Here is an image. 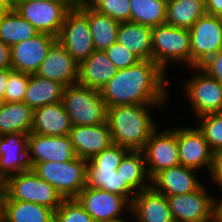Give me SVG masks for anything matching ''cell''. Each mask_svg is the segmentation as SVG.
Wrapping results in <instances>:
<instances>
[{
    "mask_svg": "<svg viewBox=\"0 0 222 222\" xmlns=\"http://www.w3.org/2000/svg\"><path fill=\"white\" fill-rule=\"evenodd\" d=\"M117 72V68L104 51L95 50L79 64L78 84L101 90Z\"/></svg>",
    "mask_w": 222,
    "mask_h": 222,
    "instance_id": "obj_23",
    "label": "cell"
},
{
    "mask_svg": "<svg viewBox=\"0 0 222 222\" xmlns=\"http://www.w3.org/2000/svg\"><path fill=\"white\" fill-rule=\"evenodd\" d=\"M31 153V154H30ZM76 157L69 135L44 136L28 134V164L30 169L43 162H67Z\"/></svg>",
    "mask_w": 222,
    "mask_h": 222,
    "instance_id": "obj_14",
    "label": "cell"
},
{
    "mask_svg": "<svg viewBox=\"0 0 222 222\" xmlns=\"http://www.w3.org/2000/svg\"><path fill=\"white\" fill-rule=\"evenodd\" d=\"M118 167L87 166L86 186L121 195L132 203L137 193L127 181H123Z\"/></svg>",
    "mask_w": 222,
    "mask_h": 222,
    "instance_id": "obj_25",
    "label": "cell"
},
{
    "mask_svg": "<svg viewBox=\"0 0 222 222\" xmlns=\"http://www.w3.org/2000/svg\"><path fill=\"white\" fill-rule=\"evenodd\" d=\"M194 170L183 165L163 169L151 179V187L165 196L194 192L203 185Z\"/></svg>",
    "mask_w": 222,
    "mask_h": 222,
    "instance_id": "obj_20",
    "label": "cell"
},
{
    "mask_svg": "<svg viewBox=\"0 0 222 222\" xmlns=\"http://www.w3.org/2000/svg\"><path fill=\"white\" fill-rule=\"evenodd\" d=\"M205 14V0H167L165 24L190 29Z\"/></svg>",
    "mask_w": 222,
    "mask_h": 222,
    "instance_id": "obj_29",
    "label": "cell"
},
{
    "mask_svg": "<svg viewBox=\"0 0 222 222\" xmlns=\"http://www.w3.org/2000/svg\"><path fill=\"white\" fill-rule=\"evenodd\" d=\"M57 41L79 64L95 51L88 17L75 4L66 14Z\"/></svg>",
    "mask_w": 222,
    "mask_h": 222,
    "instance_id": "obj_8",
    "label": "cell"
},
{
    "mask_svg": "<svg viewBox=\"0 0 222 222\" xmlns=\"http://www.w3.org/2000/svg\"><path fill=\"white\" fill-rule=\"evenodd\" d=\"M30 74L9 69L8 80L5 89V102H24L26 88Z\"/></svg>",
    "mask_w": 222,
    "mask_h": 222,
    "instance_id": "obj_37",
    "label": "cell"
},
{
    "mask_svg": "<svg viewBox=\"0 0 222 222\" xmlns=\"http://www.w3.org/2000/svg\"><path fill=\"white\" fill-rule=\"evenodd\" d=\"M0 69H11L10 46L0 40Z\"/></svg>",
    "mask_w": 222,
    "mask_h": 222,
    "instance_id": "obj_42",
    "label": "cell"
},
{
    "mask_svg": "<svg viewBox=\"0 0 222 222\" xmlns=\"http://www.w3.org/2000/svg\"><path fill=\"white\" fill-rule=\"evenodd\" d=\"M146 170L150 180L161 170L180 165L176 129L151 133L143 150Z\"/></svg>",
    "mask_w": 222,
    "mask_h": 222,
    "instance_id": "obj_11",
    "label": "cell"
},
{
    "mask_svg": "<svg viewBox=\"0 0 222 222\" xmlns=\"http://www.w3.org/2000/svg\"><path fill=\"white\" fill-rule=\"evenodd\" d=\"M29 169L28 135L12 133L0 136V176L5 180Z\"/></svg>",
    "mask_w": 222,
    "mask_h": 222,
    "instance_id": "obj_19",
    "label": "cell"
},
{
    "mask_svg": "<svg viewBox=\"0 0 222 222\" xmlns=\"http://www.w3.org/2000/svg\"><path fill=\"white\" fill-rule=\"evenodd\" d=\"M166 198L174 222H212L214 198L204 185L194 192Z\"/></svg>",
    "mask_w": 222,
    "mask_h": 222,
    "instance_id": "obj_13",
    "label": "cell"
},
{
    "mask_svg": "<svg viewBox=\"0 0 222 222\" xmlns=\"http://www.w3.org/2000/svg\"><path fill=\"white\" fill-rule=\"evenodd\" d=\"M152 60L165 72L169 62H182L191 67L190 32L168 24L152 28Z\"/></svg>",
    "mask_w": 222,
    "mask_h": 222,
    "instance_id": "obj_6",
    "label": "cell"
},
{
    "mask_svg": "<svg viewBox=\"0 0 222 222\" xmlns=\"http://www.w3.org/2000/svg\"><path fill=\"white\" fill-rule=\"evenodd\" d=\"M210 175L214 182L222 176V148L213 152V163Z\"/></svg>",
    "mask_w": 222,
    "mask_h": 222,
    "instance_id": "obj_41",
    "label": "cell"
},
{
    "mask_svg": "<svg viewBox=\"0 0 222 222\" xmlns=\"http://www.w3.org/2000/svg\"><path fill=\"white\" fill-rule=\"evenodd\" d=\"M215 183H217L218 186H221L222 188V176Z\"/></svg>",
    "mask_w": 222,
    "mask_h": 222,
    "instance_id": "obj_49",
    "label": "cell"
},
{
    "mask_svg": "<svg viewBox=\"0 0 222 222\" xmlns=\"http://www.w3.org/2000/svg\"><path fill=\"white\" fill-rule=\"evenodd\" d=\"M165 73L153 60H141L129 68L117 69L100 90L101 97L107 108L132 104L160 107L168 98Z\"/></svg>",
    "mask_w": 222,
    "mask_h": 222,
    "instance_id": "obj_1",
    "label": "cell"
},
{
    "mask_svg": "<svg viewBox=\"0 0 222 222\" xmlns=\"http://www.w3.org/2000/svg\"><path fill=\"white\" fill-rule=\"evenodd\" d=\"M74 6L71 0L13 1L17 12L39 33L57 37L67 12Z\"/></svg>",
    "mask_w": 222,
    "mask_h": 222,
    "instance_id": "obj_7",
    "label": "cell"
},
{
    "mask_svg": "<svg viewBox=\"0 0 222 222\" xmlns=\"http://www.w3.org/2000/svg\"><path fill=\"white\" fill-rule=\"evenodd\" d=\"M148 106L153 105L132 104L107 108V123L113 144L129 151L143 150L151 133L157 128Z\"/></svg>",
    "mask_w": 222,
    "mask_h": 222,
    "instance_id": "obj_2",
    "label": "cell"
},
{
    "mask_svg": "<svg viewBox=\"0 0 222 222\" xmlns=\"http://www.w3.org/2000/svg\"><path fill=\"white\" fill-rule=\"evenodd\" d=\"M53 186L64 199L76 198L86 186L87 160L75 157L67 162H43L31 168Z\"/></svg>",
    "mask_w": 222,
    "mask_h": 222,
    "instance_id": "obj_5",
    "label": "cell"
},
{
    "mask_svg": "<svg viewBox=\"0 0 222 222\" xmlns=\"http://www.w3.org/2000/svg\"><path fill=\"white\" fill-rule=\"evenodd\" d=\"M39 32L12 7L0 16V40L8 46L28 40Z\"/></svg>",
    "mask_w": 222,
    "mask_h": 222,
    "instance_id": "obj_30",
    "label": "cell"
},
{
    "mask_svg": "<svg viewBox=\"0 0 222 222\" xmlns=\"http://www.w3.org/2000/svg\"><path fill=\"white\" fill-rule=\"evenodd\" d=\"M57 41L46 33L16 43L10 47L11 69L27 74H35L47 56L50 47Z\"/></svg>",
    "mask_w": 222,
    "mask_h": 222,
    "instance_id": "obj_16",
    "label": "cell"
},
{
    "mask_svg": "<svg viewBox=\"0 0 222 222\" xmlns=\"http://www.w3.org/2000/svg\"><path fill=\"white\" fill-rule=\"evenodd\" d=\"M70 118L61 102L41 106L33 110L31 133L44 136L69 135Z\"/></svg>",
    "mask_w": 222,
    "mask_h": 222,
    "instance_id": "obj_22",
    "label": "cell"
},
{
    "mask_svg": "<svg viewBox=\"0 0 222 222\" xmlns=\"http://www.w3.org/2000/svg\"><path fill=\"white\" fill-rule=\"evenodd\" d=\"M0 222H5V202H4V196L0 197Z\"/></svg>",
    "mask_w": 222,
    "mask_h": 222,
    "instance_id": "obj_47",
    "label": "cell"
},
{
    "mask_svg": "<svg viewBox=\"0 0 222 222\" xmlns=\"http://www.w3.org/2000/svg\"><path fill=\"white\" fill-rule=\"evenodd\" d=\"M13 1H44V0H13Z\"/></svg>",
    "mask_w": 222,
    "mask_h": 222,
    "instance_id": "obj_51",
    "label": "cell"
},
{
    "mask_svg": "<svg viewBox=\"0 0 222 222\" xmlns=\"http://www.w3.org/2000/svg\"><path fill=\"white\" fill-rule=\"evenodd\" d=\"M35 74L66 87L78 83L79 63L56 41Z\"/></svg>",
    "mask_w": 222,
    "mask_h": 222,
    "instance_id": "obj_17",
    "label": "cell"
},
{
    "mask_svg": "<svg viewBox=\"0 0 222 222\" xmlns=\"http://www.w3.org/2000/svg\"><path fill=\"white\" fill-rule=\"evenodd\" d=\"M76 199L95 222L121 220V212H131V203L123 196L85 186Z\"/></svg>",
    "mask_w": 222,
    "mask_h": 222,
    "instance_id": "obj_12",
    "label": "cell"
},
{
    "mask_svg": "<svg viewBox=\"0 0 222 222\" xmlns=\"http://www.w3.org/2000/svg\"><path fill=\"white\" fill-rule=\"evenodd\" d=\"M212 222H222V200H218L214 197Z\"/></svg>",
    "mask_w": 222,
    "mask_h": 222,
    "instance_id": "obj_45",
    "label": "cell"
},
{
    "mask_svg": "<svg viewBox=\"0 0 222 222\" xmlns=\"http://www.w3.org/2000/svg\"><path fill=\"white\" fill-rule=\"evenodd\" d=\"M152 28L133 22H121L117 42L127 47L140 60H152Z\"/></svg>",
    "mask_w": 222,
    "mask_h": 222,
    "instance_id": "obj_26",
    "label": "cell"
},
{
    "mask_svg": "<svg viewBox=\"0 0 222 222\" xmlns=\"http://www.w3.org/2000/svg\"><path fill=\"white\" fill-rule=\"evenodd\" d=\"M4 200L32 202L55 211L64 198L53 186L29 169L4 180Z\"/></svg>",
    "mask_w": 222,
    "mask_h": 222,
    "instance_id": "obj_4",
    "label": "cell"
},
{
    "mask_svg": "<svg viewBox=\"0 0 222 222\" xmlns=\"http://www.w3.org/2000/svg\"><path fill=\"white\" fill-rule=\"evenodd\" d=\"M4 196V179L0 176V197Z\"/></svg>",
    "mask_w": 222,
    "mask_h": 222,
    "instance_id": "obj_48",
    "label": "cell"
},
{
    "mask_svg": "<svg viewBox=\"0 0 222 222\" xmlns=\"http://www.w3.org/2000/svg\"><path fill=\"white\" fill-rule=\"evenodd\" d=\"M198 129L204 135L210 149L214 152L222 148V112L200 116Z\"/></svg>",
    "mask_w": 222,
    "mask_h": 222,
    "instance_id": "obj_34",
    "label": "cell"
},
{
    "mask_svg": "<svg viewBox=\"0 0 222 222\" xmlns=\"http://www.w3.org/2000/svg\"><path fill=\"white\" fill-rule=\"evenodd\" d=\"M194 69L185 85V93L198 117L222 112V84L210 77L200 67Z\"/></svg>",
    "mask_w": 222,
    "mask_h": 222,
    "instance_id": "obj_10",
    "label": "cell"
},
{
    "mask_svg": "<svg viewBox=\"0 0 222 222\" xmlns=\"http://www.w3.org/2000/svg\"><path fill=\"white\" fill-rule=\"evenodd\" d=\"M206 14L222 17V0H205Z\"/></svg>",
    "mask_w": 222,
    "mask_h": 222,
    "instance_id": "obj_43",
    "label": "cell"
},
{
    "mask_svg": "<svg viewBox=\"0 0 222 222\" xmlns=\"http://www.w3.org/2000/svg\"><path fill=\"white\" fill-rule=\"evenodd\" d=\"M117 171L121 174L123 181H127L136 192L151 187L150 182L148 184L145 183L146 179L147 181L151 180L146 170L145 158L142 151H129L122 159Z\"/></svg>",
    "mask_w": 222,
    "mask_h": 222,
    "instance_id": "obj_32",
    "label": "cell"
},
{
    "mask_svg": "<svg viewBox=\"0 0 222 222\" xmlns=\"http://www.w3.org/2000/svg\"><path fill=\"white\" fill-rule=\"evenodd\" d=\"M13 7V0H0V16Z\"/></svg>",
    "mask_w": 222,
    "mask_h": 222,
    "instance_id": "obj_46",
    "label": "cell"
},
{
    "mask_svg": "<svg viewBox=\"0 0 222 222\" xmlns=\"http://www.w3.org/2000/svg\"><path fill=\"white\" fill-rule=\"evenodd\" d=\"M92 8L115 21L131 22L130 0H87Z\"/></svg>",
    "mask_w": 222,
    "mask_h": 222,
    "instance_id": "obj_35",
    "label": "cell"
},
{
    "mask_svg": "<svg viewBox=\"0 0 222 222\" xmlns=\"http://www.w3.org/2000/svg\"><path fill=\"white\" fill-rule=\"evenodd\" d=\"M8 75L9 69H0V103L5 102V89Z\"/></svg>",
    "mask_w": 222,
    "mask_h": 222,
    "instance_id": "obj_44",
    "label": "cell"
},
{
    "mask_svg": "<svg viewBox=\"0 0 222 222\" xmlns=\"http://www.w3.org/2000/svg\"><path fill=\"white\" fill-rule=\"evenodd\" d=\"M74 4L80 3V2H86L87 0H71Z\"/></svg>",
    "mask_w": 222,
    "mask_h": 222,
    "instance_id": "obj_50",
    "label": "cell"
},
{
    "mask_svg": "<svg viewBox=\"0 0 222 222\" xmlns=\"http://www.w3.org/2000/svg\"><path fill=\"white\" fill-rule=\"evenodd\" d=\"M5 222H54V211L43 205L4 200Z\"/></svg>",
    "mask_w": 222,
    "mask_h": 222,
    "instance_id": "obj_31",
    "label": "cell"
},
{
    "mask_svg": "<svg viewBox=\"0 0 222 222\" xmlns=\"http://www.w3.org/2000/svg\"><path fill=\"white\" fill-rule=\"evenodd\" d=\"M104 52L117 69L129 68L141 61L127 47L118 42L112 44Z\"/></svg>",
    "mask_w": 222,
    "mask_h": 222,
    "instance_id": "obj_39",
    "label": "cell"
},
{
    "mask_svg": "<svg viewBox=\"0 0 222 222\" xmlns=\"http://www.w3.org/2000/svg\"><path fill=\"white\" fill-rule=\"evenodd\" d=\"M64 88L60 82L30 74L24 102L33 110L61 102Z\"/></svg>",
    "mask_w": 222,
    "mask_h": 222,
    "instance_id": "obj_27",
    "label": "cell"
},
{
    "mask_svg": "<svg viewBox=\"0 0 222 222\" xmlns=\"http://www.w3.org/2000/svg\"><path fill=\"white\" fill-rule=\"evenodd\" d=\"M176 137L180 165L193 169L206 166L211 170L213 151L197 127H178Z\"/></svg>",
    "mask_w": 222,
    "mask_h": 222,
    "instance_id": "obj_15",
    "label": "cell"
},
{
    "mask_svg": "<svg viewBox=\"0 0 222 222\" xmlns=\"http://www.w3.org/2000/svg\"><path fill=\"white\" fill-rule=\"evenodd\" d=\"M131 22L151 28L165 24L167 0H130Z\"/></svg>",
    "mask_w": 222,
    "mask_h": 222,
    "instance_id": "obj_33",
    "label": "cell"
},
{
    "mask_svg": "<svg viewBox=\"0 0 222 222\" xmlns=\"http://www.w3.org/2000/svg\"><path fill=\"white\" fill-rule=\"evenodd\" d=\"M69 136L76 157L86 160L113 144L108 123L72 126Z\"/></svg>",
    "mask_w": 222,
    "mask_h": 222,
    "instance_id": "obj_18",
    "label": "cell"
},
{
    "mask_svg": "<svg viewBox=\"0 0 222 222\" xmlns=\"http://www.w3.org/2000/svg\"><path fill=\"white\" fill-rule=\"evenodd\" d=\"M130 213L137 222H174L166 196L152 187L135 194Z\"/></svg>",
    "mask_w": 222,
    "mask_h": 222,
    "instance_id": "obj_21",
    "label": "cell"
},
{
    "mask_svg": "<svg viewBox=\"0 0 222 222\" xmlns=\"http://www.w3.org/2000/svg\"><path fill=\"white\" fill-rule=\"evenodd\" d=\"M33 109L25 102L0 103V136L12 133L30 134Z\"/></svg>",
    "mask_w": 222,
    "mask_h": 222,
    "instance_id": "obj_28",
    "label": "cell"
},
{
    "mask_svg": "<svg viewBox=\"0 0 222 222\" xmlns=\"http://www.w3.org/2000/svg\"><path fill=\"white\" fill-rule=\"evenodd\" d=\"M87 17L93 46L97 51H105L117 42V31L120 23L106 14L92 8L87 2L75 4Z\"/></svg>",
    "mask_w": 222,
    "mask_h": 222,
    "instance_id": "obj_24",
    "label": "cell"
},
{
    "mask_svg": "<svg viewBox=\"0 0 222 222\" xmlns=\"http://www.w3.org/2000/svg\"><path fill=\"white\" fill-rule=\"evenodd\" d=\"M54 222H95L76 198L64 199L54 211Z\"/></svg>",
    "mask_w": 222,
    "mask_h": 222,
    "instance_id": "obj_36",
    "label": "cell"
},
{
    "mask_svg": "<svg viewBox=\"0 0 222 222\" xmlns=\"http://www.w3.org/2000/svg\"><path fill=\"white\" fill-rule=\"evenodd\" d=\"M199 67L222 84V49L209 57Z\"/></svg>",
    "mask_w": 222,
    "mask_h": 222,
    "instance_id": "obj_40",
    "label": "cell"
},
{
    "mask_svg": "<svg viewBox=\"0 0 222 222\" xmlns=\"http://www.w3.org/2000/svg\"><path fill=\"white\" fill-rule=\"evenodd\" d=\"M112 222H126V220L121 219V220L112 221Z\"/></svg>",
    "mask_w": 222,
    "mask_h": 222,
    "instance_id": "obj_52",
    "label": "cell"
},
{
    "mask_svg": "<svg viewBox=\"0 0 222 222\" xmlns=\"http://www.w3.org/2000/svg\"><path fill=\"white\" fill-rule=\"evenodd\" d=\"M62 103L72 126L107 123V106L100 91L80 84L64 88Z\"/></svg>",
    "mask_w": 222,
    "mask_h": 222,
    "instance_id": "obj_3",
    "label": "cell"
},
{
    "mask_svg": "<svg viewBox=\"0 0 222 222\" xmlns=\"http://www.w3.org/2000/svg\"><path fill=\"white\" fill-rule=\"evenodd\" d=\"M191 67H199L222 49V17L205 14L189 29Z\"/></svg>",
    "mask_w": 222,
    "mask_h": 222,
    "instance_id": "obj_9",
    "label": "cell"
},
{
    "mask_svg": "<svg viewBox=\"0 0 222 222\" xmlns=\"http://www.w3.org/2000/svg\"><path fill=\"white\" fill-rule=\"evenodd\" d=\"M128 152V149L118 144H111L108 148L87 160V166L118 167Z\"/></svg>",
    "mask_w": 222,
    "mask_h": 222,
    "instance_id": "obj_38",
    "label": "cell"
}]
</instances>
